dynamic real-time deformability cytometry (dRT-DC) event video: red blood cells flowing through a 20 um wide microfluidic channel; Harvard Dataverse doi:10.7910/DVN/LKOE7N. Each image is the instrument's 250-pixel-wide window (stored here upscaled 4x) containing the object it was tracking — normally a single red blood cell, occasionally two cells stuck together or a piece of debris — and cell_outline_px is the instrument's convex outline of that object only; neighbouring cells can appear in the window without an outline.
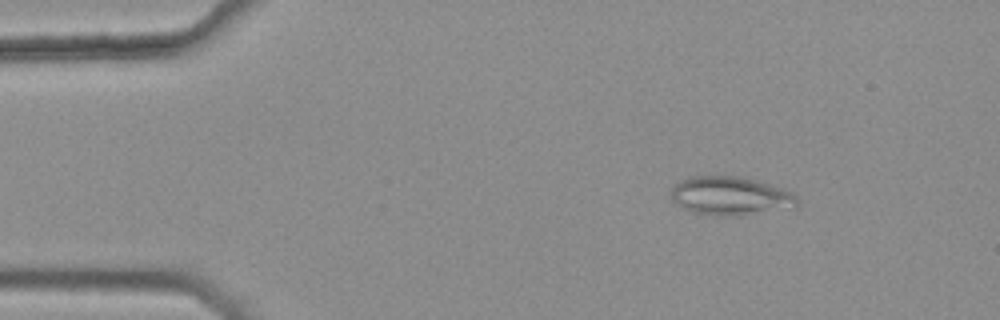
{"species": "common noctule bat (a hibernating species)", "species_latin": "Nyctalus noctula", "temperature_condition": "warm", "stored_images_in_passage": 3, "camera_frame_rate_fps": 3000, "um_per_image_px": 0.085, "animal": {"sex": "female", "body_mass_g": 25.1}, "frame": {"image": 1, "passage_image": 1, "time_ms": 0.0, "image_size_px": [1000, 320], "cell_outline_px": [[800, 200], [796, 204], [744, 216], [720, 216], [692, 212], [676, 204], [672, 200], [672, 188], [680, 180], [688, 176], [740, 176], [784, 188], [792, 192]], "centroid_in_image_um": [62.03, 16.64], "position_along_channel_um": 23.0, "area_um2": 28.15}}